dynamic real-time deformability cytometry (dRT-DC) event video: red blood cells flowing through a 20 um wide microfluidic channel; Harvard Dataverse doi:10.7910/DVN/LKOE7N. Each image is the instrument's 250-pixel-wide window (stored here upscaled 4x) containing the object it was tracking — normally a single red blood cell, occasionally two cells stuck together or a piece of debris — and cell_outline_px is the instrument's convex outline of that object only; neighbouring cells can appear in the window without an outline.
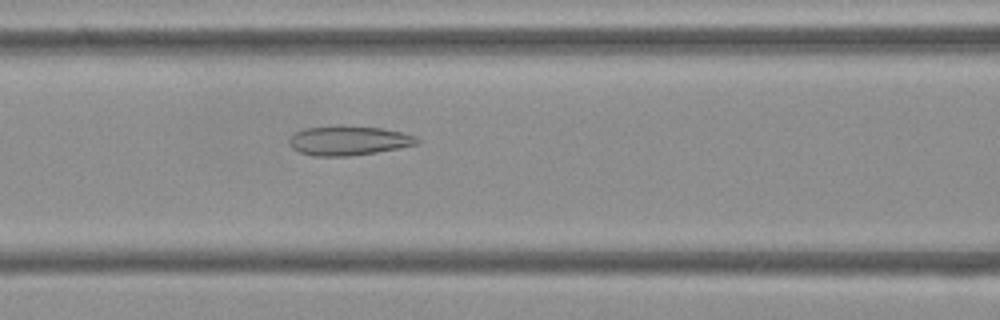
{"species": "Egyptian fruit bat (a non-hibernating species)", "species_latin": "Rousettus aegyptiacus", "temperature_condition": "cold", "stored_images_in_passage": 53, "camera_frame_rate_fps": 3000, "um_per_image_px": 0.085, "frame": {"image": 1, "passage_image": 22, "time_ms": 7.0, "image_size_px": [1000, 320], "cell_outline_px": [[420, 144], [400, 148], [376, 152], [348, 156], [312, 156], [300, 152], [292, 148], [288, 144], [288, 140], [296, 132], [308, 128], [336, 124], [344, 124], [380, 128], [400, 132], [416, 136], [420, 140]], "centroid_in_image_um": [29.63, 11.94], "position_along_channel_um": 137.0, "area_um2": 22.25}}
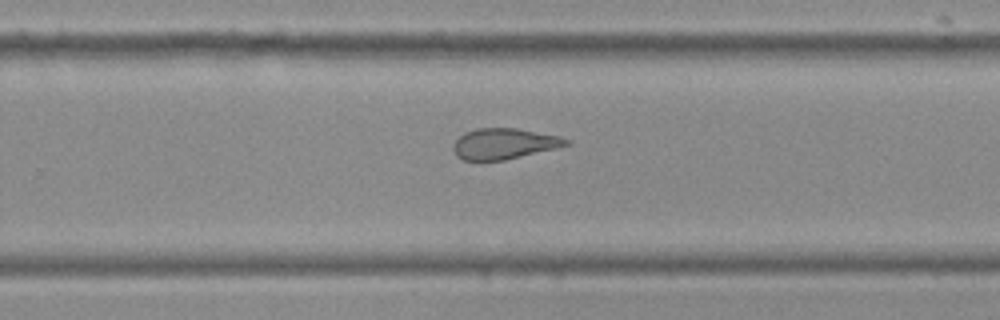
{"frame": {"image": 2, "passage_image": 34, "time_ms": 11.0, "image_size_px": [1000, 320], "cell_outline_px": [[572, 144], [560, 148], [504, 160], [464, 160], [456, 156], [452, 148], [452, 144], [464, 132], [476, 128], [516, 128], [560, 136], [572, 140]], "centroid_in_image_um": [42.89, 12.21], "position_along_channel_um": 286.9, "area_um2": 20.58}}
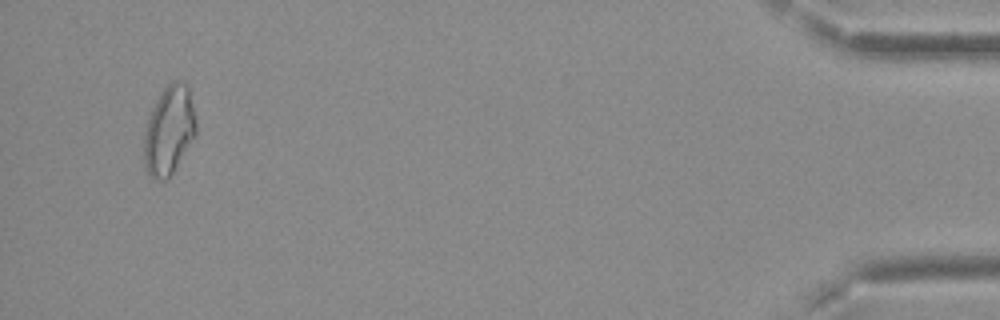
{"frame": {"image": 3, "passage_image": 51, "time_ms": 16.667, "image_size_px": [1000, 320], "cell_outline_px": [[196, 136], [168, 180], [156, 180], [148, 172], [144, 164], [144, 136], [148, 116], [160, 92], [172, 80], [180, 80], [188, 84], [196, 116]], "centroid_in_image_um": [14.39, 11.06], "position_along_channel_um": 420.8, "area_um2": 27.34}, "authors_computed_cell_mechanics": {"area_um2": 24.1604, "velocity_mm_per_s": 3.7565, "shape_relaxation_time_tau1_ms": null, "shape_relaxation_time_tau2_ms": 2.5432, "deformation_change_tau1": null, "deformation_change_tau2": 0.1167}}